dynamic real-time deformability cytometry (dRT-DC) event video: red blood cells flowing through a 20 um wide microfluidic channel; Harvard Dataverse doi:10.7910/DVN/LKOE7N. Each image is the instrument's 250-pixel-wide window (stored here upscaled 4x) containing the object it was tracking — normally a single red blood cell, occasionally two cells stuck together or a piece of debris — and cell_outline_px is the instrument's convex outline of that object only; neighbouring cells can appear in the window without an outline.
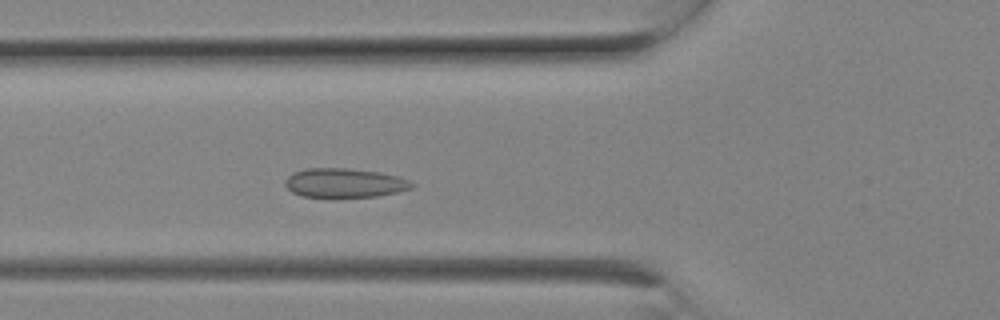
{"species": "Egyptian fruit bat (a non-hibernating species)", "species_latin": "Rousettus aegyptiacus", "temperature_condition": "room temperature", "stored_images_in_passage": 6, "camera_frame_rate_fps": 3000, "um_per_image_px": 0.085, "animal": {"sex": "female"}, "frame": {"image": 1, "passage_image": 6, "time_ms": 1.667, "image_size_px": [1000, 320], "cell_outline_px": [[416, 184], [412, 188], [396, 192], [376, 196], [304, 196], [292, 192], [284, 184], [284, 180], [292, 172], [308, 168], [348, 168], [380, 172], [400, 176]], "centroid_in_image_um": [29.29, 15.52], "position_along_channel_um": 96.5, "area_um2": 21.39}}